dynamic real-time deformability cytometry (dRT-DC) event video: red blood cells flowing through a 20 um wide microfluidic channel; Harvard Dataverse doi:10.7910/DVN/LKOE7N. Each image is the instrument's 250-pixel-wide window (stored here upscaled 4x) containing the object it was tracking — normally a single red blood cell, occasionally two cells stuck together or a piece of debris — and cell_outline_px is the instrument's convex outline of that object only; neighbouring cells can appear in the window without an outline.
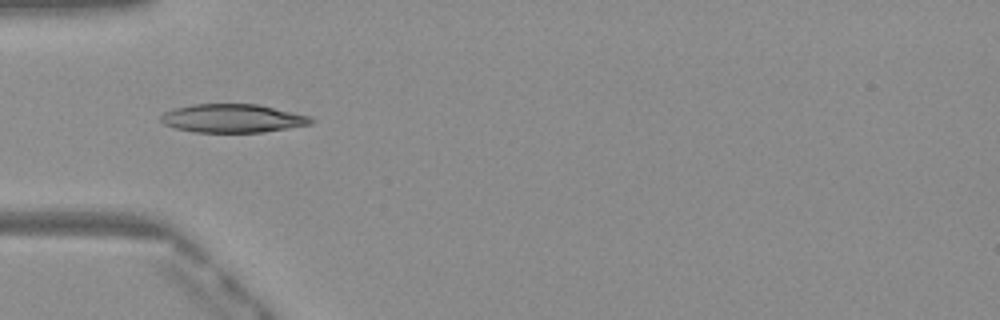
{"species": "Egyptian fruit bat (a non-hibernating species)", "species_latin": "Rousettus aegyptiacus", "temperature_condition": "warm", "stored_images_in_passage": 36, "camera_frame_rate_fps": 3000, "um_per_image_px": 0.085, "frame": {"image": 1, "passage_image": 3, "time_ms": 0.667, "image_size_px": [1000, 320], "cell_outline_px": [[316, 120], [312, 124], [264, 132], [196, 132], [176, 128], [164, 124], [160, 120], [160, 116], [164, 112], [176, 108], [192, 104], [256, 104], [308, 116]], "centroid_in_image_um": [19.76, 10.06], "position_along_channel_um": 65.2, "area_um2": 24.68}}
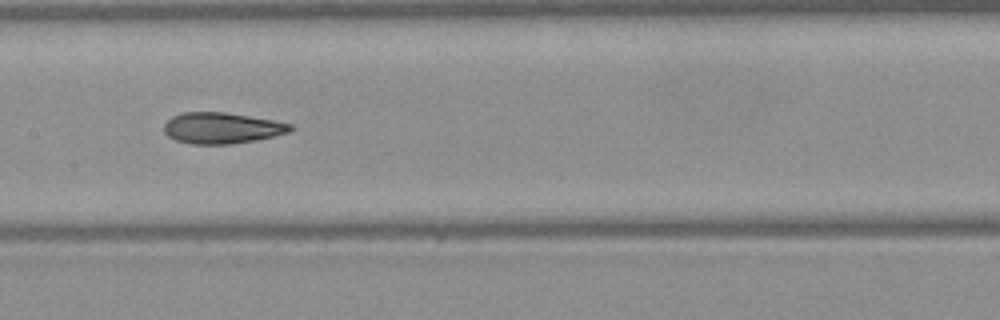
{"frame": {"image": 2, "passage_image": 12, "time_ms": 3.667, "image_size_px": [1000, 320], "cell_outline_px": [[296, 128], [292, 132], [256, 140], [232, 144], [192, 144], [176, 140], [168, 136], [164, 132], [164, 124], [172, 116], [184, 112], [224, 112], [272, 120], [292, 124]], "centroid_in_image_um": [18.88, 10.89], "position_along_channel_um": 188.5, "area_um2": 22.95}}
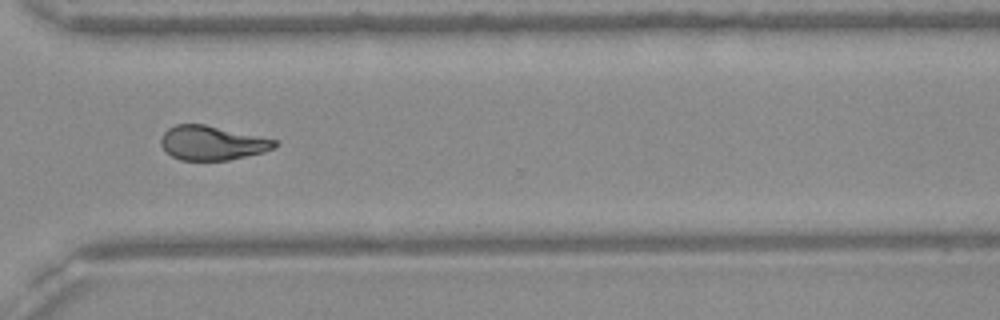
{"frame": {"image": 3, "passage_image": 24, "time_ms": 7.667, "image_size_px": [1000, 320], "cell_outline_px": [[280, 144], [264, 152], [228, 160], [180, 160], [172, 156], [160, 144], [160, 136], [168, 128], [176, 124], [204, 124], [280, 140]], "centroid_in_image_um": [18.05, 12.14], "position_along_channel_um": 352.5, "area_um2": 22.83}, "authors_computed_cell_mechanics": {"area_um2": 23.2934, "velocity_mm_per_s": 4.1028, "shape_relaxation_time_tau1_ms": 8.0332, "shape_relaxation_time_tau2_ms": 2.0695, "deformation_change_tau1": 0.2144, "deformation_change_tau2": 0.0786}}